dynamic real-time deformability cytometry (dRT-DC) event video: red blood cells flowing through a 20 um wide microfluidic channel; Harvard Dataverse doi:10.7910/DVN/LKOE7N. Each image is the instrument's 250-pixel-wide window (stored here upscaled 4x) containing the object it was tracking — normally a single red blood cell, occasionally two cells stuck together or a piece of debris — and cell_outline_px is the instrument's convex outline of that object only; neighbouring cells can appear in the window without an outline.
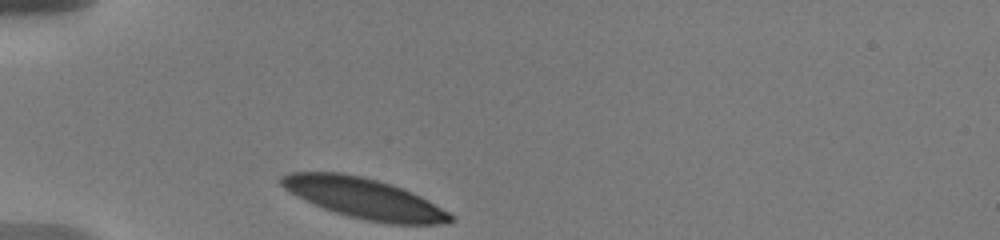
{"species": "human", "species_latin": "Homo sapiens", "temperature_condition": "warm", "stored_images_in_passage": 22, "camera_frame_rate_fps": 3000, "um_per_image_px": 0.085, "donor": {"sex": "male"}, "frame": {"image": 1, "passage_image": 1, "time_ms": 0.0, "image_size_px": [1000, 240], "cell_outline_px": [[456, 220], [436, 224], [388, 224], [348, 216], [324, 208], [296, 196], [284, 188], [280, 184], [280, 176], [288, 172], [340, 172], [360, 176], [392, 184], [412, 192], [428, 200], [448, 212]], "centroid_in_image_um": [30.93, 16.85], "position_along_channel_um": 54.1, "area_um2": 39.48}}
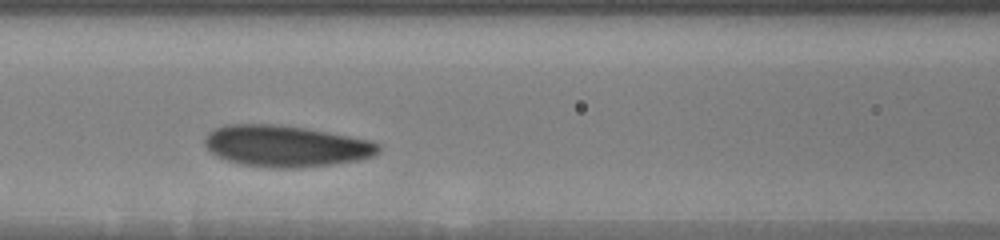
{"frame": {"image": 2, "passage_image": 10, "time_ms": 3.0, "image_size_px": [1000, 240], "cell_outline_px": [[380, 152], [372, 156], [356, 160], [300, 168], [272, 168], [240, 164], [216, 156], [204, 144], [204, 136], [208, 132], [224, 124], [280, 124], [304, 128], [348, 136], [368, 140], [380, 144]], "centroid_in_image_um": [24.24, 12.41], "position_along_channel_um": 142.4, "area_um2": 41.73}}
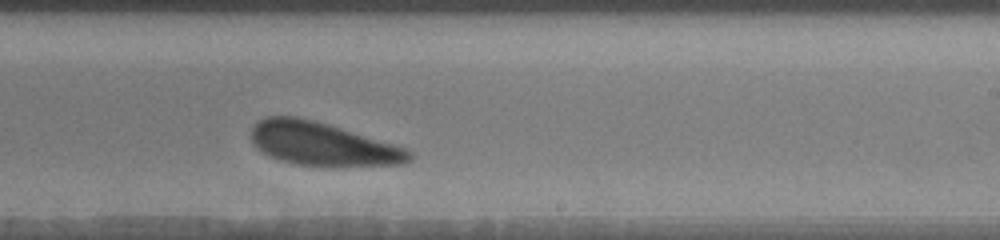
{"frame": {"image": 3, "passage_image": 21, "time_ms": 6.333, "image_size_px": [1000, 240], "cell_outline_px": [[412, 160], [404, 164], [332, 168], [292, 164], [268, 156], [256, 148], [252, 144], [252, 128], [260, 120], [268, 116], [296, 116], [328, 124], [408, 148], [412, 152]], "centroid_in_image_um": [27.45, 12.28], "position_along_channel_um": 261.5, "area_um2": 40.69}}